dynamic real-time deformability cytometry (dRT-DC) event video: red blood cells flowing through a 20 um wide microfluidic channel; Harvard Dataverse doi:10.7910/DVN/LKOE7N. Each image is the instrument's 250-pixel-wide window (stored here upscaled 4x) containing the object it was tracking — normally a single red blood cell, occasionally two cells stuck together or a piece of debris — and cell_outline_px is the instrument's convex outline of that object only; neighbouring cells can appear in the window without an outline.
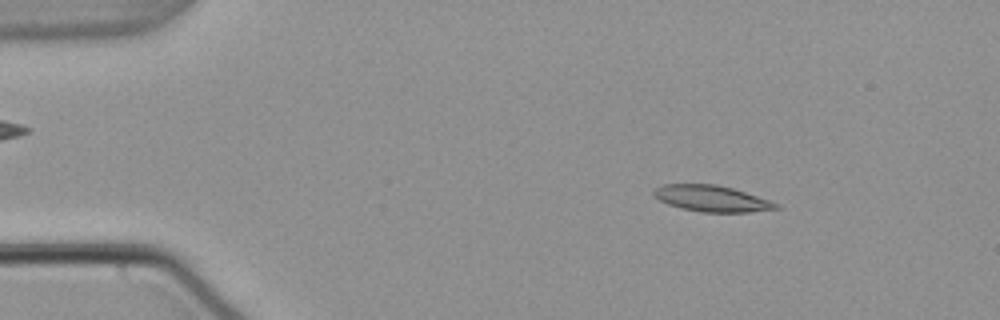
{"species": "common noctule bat (a hibernating species)", "species_latin": "Nyctalus noctula", "temperature_condition": "warm", "stored_images_in_passage": 53, "camera_frame_rate_fps": 3000, "um_per_image_px": 0.085, "animal": {"sex": "male", "body_mass_g": 21.5, "forearm_length_mm": 52.0}, "frame": {"image": 1, "passage_image": 7, "time_ms": 2.0, "image_size_px": [1000, 320], "cell_outline_px": [[780, 208], [748, 212], [700, 212], [680, 208], [668, 204], [660, 200], [652, 192], [656, 188], [664, 184], [716, 184], [732, 188], [780, 204]], "centroid_in_image_um": [60.48, 16.88], "position_along_channel_um": 24.5, "area_um2": 18.44}}
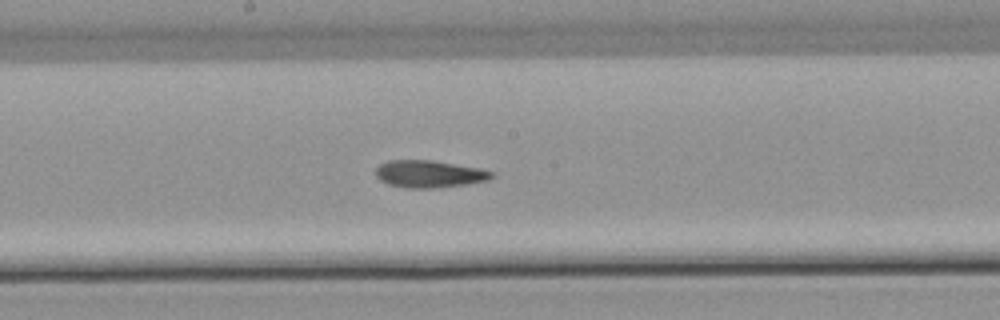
{"frame": {"image": 2, "passage_image": 28, "time_ms": 9.0, "image_size_px": [1000, 320], "cell_outline_px": [[496, 176], [488, 180], [464, 184], [436, 188], [408, 188], [388, 184], [380, 180], [376, 176], [376, 168], [380, 164], [388, 160], [432, 160], [480, 168], [496, 172]], "centroid_in_image_um": [36.51, 14.78], "position_along_channel_um": 211.7, "area_um2": 18.5}}
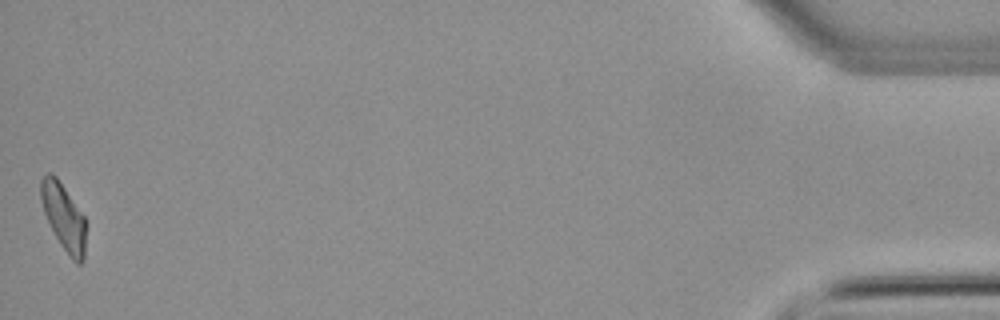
{"frame": {"image": 3, "passage_image": 53, "time_ms": 17.333, "image_size_px": [1000, 320], "cell_outline_px": [[88, 224], [84, 260], [80, 264], [76, 264], [72, 260], [60, 244], [44, 212], [40, 200], [40, 180], [48, 172], [52, 172], [56, 176], [84, 216]], "centroid_in_image_um": [5.45, 18.47], "position_along_channel_um": 429.8, "area_um2": 17.74}, "authors_computed_cell_mechanics": {"area_um2": 18.3226, "velocity_mm_per_s": 3.7711, "shape_relaxation_time_tau1_ms": null, "shape_relaxation_time_tau2_ms": 5.2423, "deformation_change_tau1": null, "deformation_change_tau2": 0.141}}